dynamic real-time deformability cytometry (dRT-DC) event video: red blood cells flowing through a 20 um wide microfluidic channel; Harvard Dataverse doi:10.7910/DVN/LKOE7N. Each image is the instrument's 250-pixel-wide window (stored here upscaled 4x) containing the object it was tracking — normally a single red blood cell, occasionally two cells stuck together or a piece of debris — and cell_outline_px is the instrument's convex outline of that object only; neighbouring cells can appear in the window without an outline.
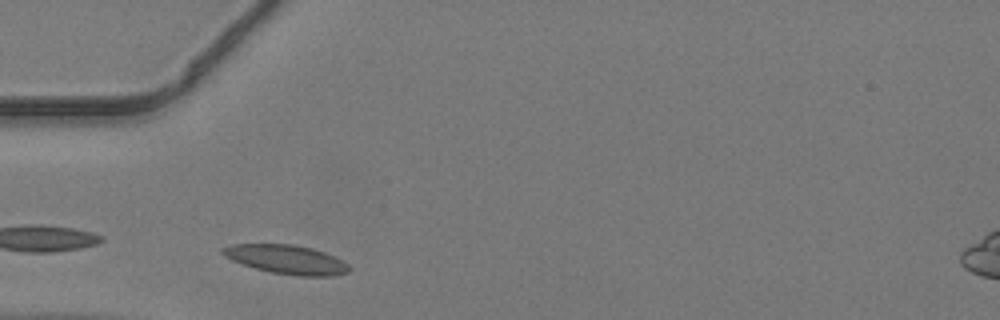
{"species": "common noctule bat (a hibernating species)", "species_latin": "Nyctalus noctula", "temperature_condition": "warm", "stored_images_in_passage": 35, "camera_frame_rate_fps": 3000, "um_per_image_px": 0.085, "animal": {"sex": "male", "body_mass_g": 19.2, "forearm_length_mm": 51.8}, "frame": {"image": 1, "passage_image": 3, "time_ms": 0.667, "image_size_px": [1000, 320], "cell_outline_px": [[352, 268], [348, 272], [332, 276], [296, 276], [272, 272], [256, 268], [232, 260], [224, 256], [220, 252], [220, 248], [232, 244], [296, 244], [312, 248], [324, 252], [348, 264]], "centroid_in_image_um": [24.34, 22.05], "position_along_channel_um": 60.7, "area_um2": 21.33}}
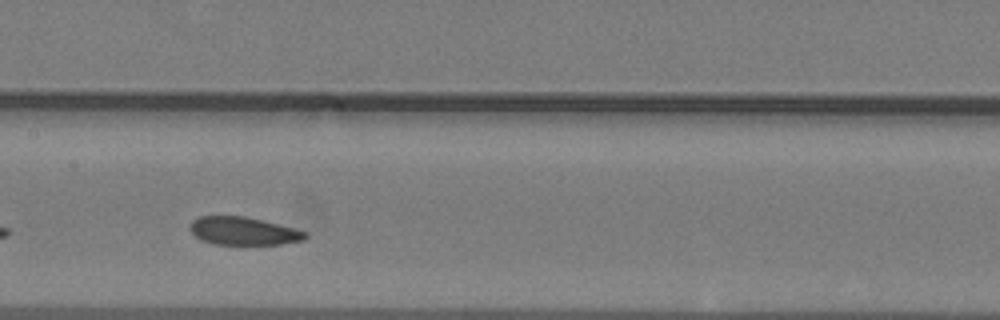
{"frame": {"image": 2, "passage_image": 12, "time_ms": 3.667, "image_size_px": [1000, 320], "cell_outline_px": [[308, 236], [300, 240], [280, 244], [212, 244], [200, 240], [188, 228], [192, 220], [200, 216], [244, 216], [296, 228], [304, 232]], "centroid_in_image_um": [20.63, 19.63], "position_along_channel_um": 186.8, "area_um2": 18.67}}
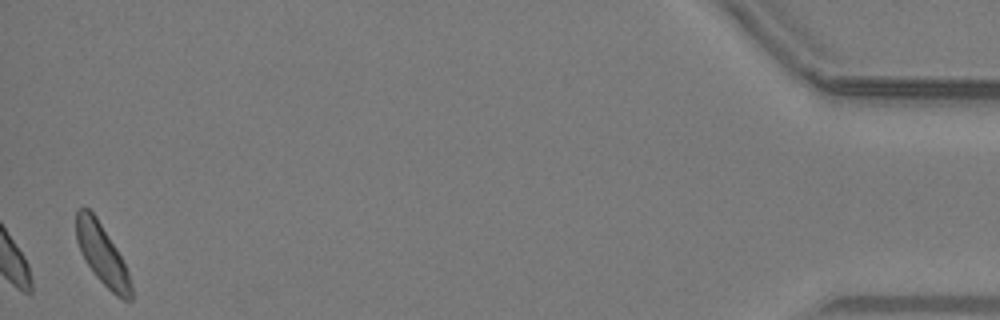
{"frame": {"image": 3, "passage_image": 35, "time_ms": 11.333, "image_size_px": [1000, 320], "cell_outline_px": [[132, 300], [124, 300], [116, 296], [96, 276], [84, 260], [80, 252], [76, 240], [76, 208], [84, 204], [96, 216], [116, 248], [128, 272], [132, 284]], "centroid_in_image_um": [8.65, 21.59], "position_along_channel_um": 426.6, "area_um2": 19.42}}